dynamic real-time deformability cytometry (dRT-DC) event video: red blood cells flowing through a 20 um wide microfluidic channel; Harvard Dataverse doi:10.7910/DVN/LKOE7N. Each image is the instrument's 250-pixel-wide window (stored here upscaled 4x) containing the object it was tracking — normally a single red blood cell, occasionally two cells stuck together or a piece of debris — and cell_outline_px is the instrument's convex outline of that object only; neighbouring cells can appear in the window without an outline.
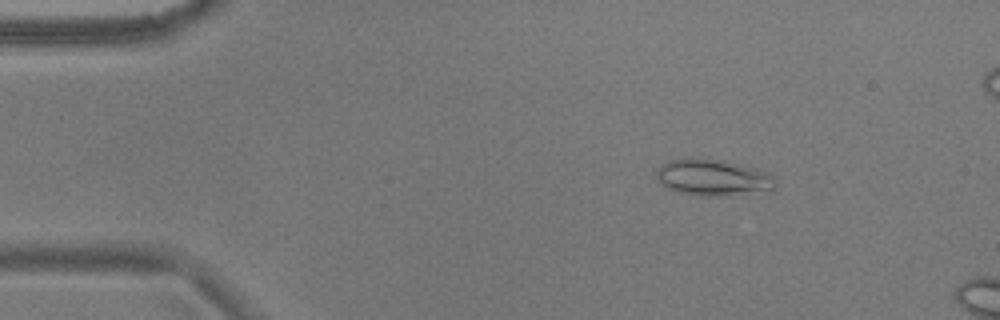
{"species": "common noctule bat (a hibernating species)", "species_latin": "Nyctalus noctula", "temperature_condition": "warm", "stored_images_in_passage": 12, "camera_frame_rate_fps": 3000, "um_per_image_px": 0.085, "animal": {"sex": "male", "body_mass_g": 17.9}, "frame": {"image": 1, "passage_image": 7, "time_ms": 2.0, "image_size_px": [1000, 320], "cell_outline_px": [[776, 188], [728, 196], [700, 196], [676, 192], [660, 184], [656, 176], [656, 168], [660, 164], [668, 160], [688, 156], [724, 160], [760, 168], [772, 172], [776, 176]], "centroid_in_image_um": [60.6, 15.05], "position_along_channel_um": 24.4, "area_um2": 26.3}}